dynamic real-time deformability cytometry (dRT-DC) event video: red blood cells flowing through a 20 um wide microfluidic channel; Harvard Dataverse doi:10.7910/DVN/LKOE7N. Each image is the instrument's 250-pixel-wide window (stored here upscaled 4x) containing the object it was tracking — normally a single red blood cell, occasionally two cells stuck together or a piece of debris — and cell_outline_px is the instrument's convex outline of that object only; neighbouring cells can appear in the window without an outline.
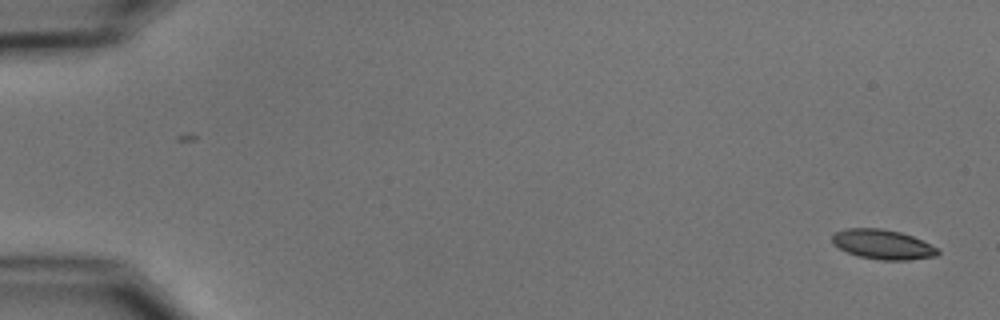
{"species": "common noctule bat (a hibernating species)", "species_latin": "Nyctalus noctula", "temperature_condition": "cold", "stored_images_in_passage": 8, "camera_frame_rate_fps": 3000, "um_per_image_px": 0.085, "animal": {"sex": "male", "body_mass_g": 15.6}, "frame": {"image": 1, "passage_image": 1, "time_ms": 0.0, "image_size_px": [1000, 320], "cell_outline_px": [[940, 252], [936, 256], [908, 260], [880, 260], [860, 256], [848, 252], [832, 244], [832, 236], [836, 232], [844, 228], [880, 228], [900, 232], [912, 236], [940, 248]], "centroid_in_image_um": [75.05, 20.77], "position_along_channel_um": 9.9, "area_um2": 18.26}}
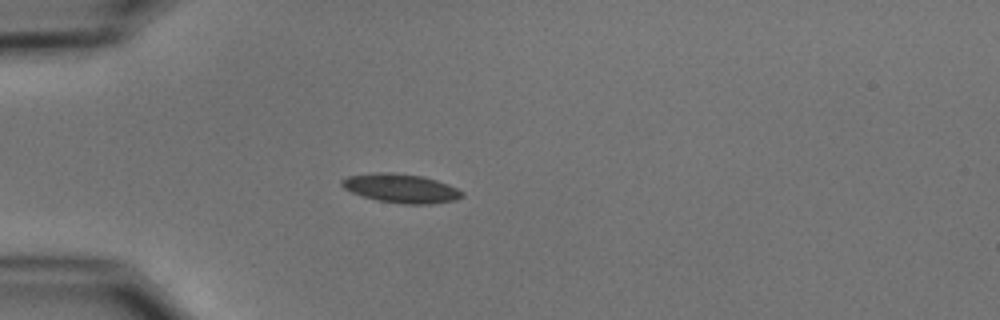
{"frame": {"image": 2, "passage_image": 4, "time_ms": 4.667, "image_size_px": [1000, 320], "cell_outline_px": [[464, 196], [456, 200], [428, 204], [404, 204], [376, 200], [352, 192], [344, 188], [340, 184], [340, 180], [348, 176], [372, 172], [392, 172], [420, 176], [436, 180], [448, 184], [464, 192]], "centroid_in_image_um": [34.07, 16.0], "position_along_channel_um": 50.9, "area_um2": 20.29}}